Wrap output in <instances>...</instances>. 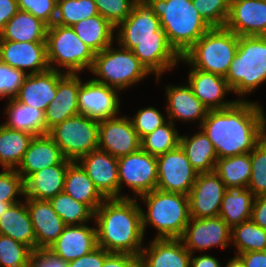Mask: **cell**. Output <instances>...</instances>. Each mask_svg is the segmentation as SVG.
Instances as JSON below:
<instances>
[{"label":"cell","instance_id":"cell-35","mask_svg":"<svg viewBox=\"0 0 266 267\" xmlns=\"http://www.w3.org/2000/svg\"><path fill=\"white\" fill-rule=\"evenodd\" d=\"M33 135L0 125V165L2 169H17Z\"/></svg>","mask_w":266,"mask_h":267},{"label":"cell","instance_id":"cell-2","mask_svg":"<svg viewBox=\"0 0 266 267\" xmlns=\"http://www.w3.org/2000/svg\"><path fill=\"white\" fill-rule=\"evenodd\" d=\"M115 42L131 50L145 68L156 75L176 67L181 57L169 44L159 18L146 0H136L127 18L115 29Z\"/></svg>","mask_w":266,"mask_h":267},{"label":"cell","instance_id":"cell-46","mask_svg":"<svg viewBox=\"0 0 266 267\" xmlns=\"http://www.w3.org/2000/svg\"><path fill=\"white\" fill-rule=\"evenodd\" d=\"M27 75L0 60V99H14Z\"/></svg>","mask_w":266,"mask_h":267},{"label":"cell","instance_id":"cell-6","mask_svg":"<svg viewBox=\"0 0 266 267\" xmlns=\"http://www.w3.org/2000/svg\"><path fill=\"white\" fill-rule=\"evenodd\" d=\"M225 79L234 95L245 100L266 81V36H238V47ZM244 97V98H243Z\"/></svg>","mask_w":266,"mask_h":267},{"label":"cell","instance_id":"cell-50","mask_svg":"<svg viewBox=\"0 0 266 267\" xmlns=\"http://www.w3.org/2000/svg\"><path fill=\"white\" fill-rule=\"evenodd\" d=\"M29 267H67V262L49 249L32 251Z\"/></svg>","mask_w":266,"mask_h":267},{"label":"cell","instance_id":"cell-51","mask_svg":"<svg viewBox=\"0 0 266 267\" xmlns=\"http://www.w3.org/2000/svg\"><path fill=\"white\" fill-rule=\"evenodd\" d=\"M109 254L108 251L97 246L88 254L67 262V267H101Z\"/></svg>","mask_w":266,"mask_h":267},{"label":"cell","instance_id":"cell-30","mask_svg":"<svg viewBox=\"0 0 266 267\" xmlns=\"http://www.w3.org/2000/svg\"><path fill=\"white\" fill-rule=\"evenodd\" d=\"M64 192L93 212L106 200L78 162H72L67 168Z\"/></svg>","mask_w":266,"mask_h":267},{"label":"cell","instance_id":"cell-56","mask_svg":"<svg viewBox=\"0 0 266 267\" xmlns=\"http://www.w3.org/2000/svg\"><path fill=\"white\" fill-rule=\"evenodd\" d=\"M221 263L217 258L208 254H200L195 256L191 254L190 267H221Z\"/></svg>","mask_w":266,"mask_h":267},{"label":"cell","instance_id":"cell-23","mask_svg":"<svg viewBox=\"0 0 266 267\" xmlns=\"http://www.w3.org/2000/svg\"><path fill=\"white\" fill-rule=\"evenodd\" d=\"M48 135L34 136L16 171L25 181L31 174L52 165L71 164Z\"/></svg>","mask_w":266,"mask_h":267},{"label":"cell","instance_id":"cell-8","mask_svg":"<svg viewBox=\"0 0 266 267\" xmlns=\"http://www.w3.org/2000/svg\"><path fill=\"white\" fill-rule=\"evenodd\" d=\"M46 51L50 69L69 74H79L86 69L90 72L95 58V53L76 35L72 27L58 24L48 26Z\"/></svg>","mask_w":266,"mask_h":267},{"label":"cell","instance_id":"cell-38","mask_svg":"<svg viewBox=\"0 0 266 267\" xmlns=\"http://www.w3.org/2000/svg\"><path fill=\"white\" fill-rule=\"evenodd\" d=\"M231 243L236 249L235 255L249 251H264L266 230L251 219L244 221L231 228Z\"/></svg>","mask_w":266,"mask_h":267},{"label":"cell","instance_id":"cell-29","mask_svg":"<svg viewBox=\"0 0 266 267\" xmlns=\"http://www.w3.org/2000/svg\"><path fill=\"white\" fill-rule=\"evenodd\" d=\"M23 201V202H22ZM11 204L0 217V234L36 250V238L25 200Z\"/></svg>","mask_w":266,"mask_h":267},{"label":"cell","instance_id":"cell-16","mask_svg":"<svg viewBox=\"0 0 266 267\" xmlns=\"http://www.w3.org/2000/svg\"><path fill=\"white\" fill-rule=\"evenodd\" d=\"M227 187L213 172L199 173L188 195L191 218L216 217Z\"/></svg>","mask_w":266,"mask_h":267},{"label":"cell","instance_id":"cell-24","mask_svg":"<svg viewBox=\"0 0 266 267\" xmlns=\"http://www.w3.org/2000/svg\"><path fill=\"white\" fill-rule=\"evenodd\" d=\"M65 74V72L53 69L28 74L14 99L45 112L56 96L58 81Z\"/></svg>","mask_w":266,"mask_h":267},{"label":"cell","instance_id":"cell-12","mask_svg":"<svg viewBox=\"0 0 266 267\" xmlns=\"http://www.w3.org/2000/svg\"><path fill=\"white\" fill-rule=\"evenodd\" d=\"M157 168L156 189L189 195L198 174L180 145L157 156Z\"/></svg>","mask_w":266,"mask_h":267},{"label":"cell","instance_id":"cell-20","mask_svg":"<svg viewBox=\"0 0 266 267\" xmlns=\"http://www.w3.org/2000/svg\"><path fill=\"white\" fill-rule=\"evenodd\" d=\"M188 73V85L193 94L209 109H226L234 105L236 100H223L226 93L232 92L225 77L207 73L191 66Z\"/></svg>","mask_w":266,"mask_h":267},{"label":"cell","instance_id":"cell-14","mask_svg":"<svg viewBox=\"0 0 266 267\" xmlns=\"http://www.w3.org/2000/svg\"><path fill=\"white\" fill-rule=\"evenodd\" d=\"M118 89L104 85L93 78L82 82L78 91L79 114L95 120L117 117L120 112Z\"/></svg>","mask_w":266,"mask_h":267},{"label":"cell","instance_id":"cell-49","mask_svg":"<svg viewBox=\"0 0 266 267\" xmlns=\"http://www.w3.org/2000/svg\"><path fill=\"white\" fill-rule=\"evenodd\" d=\"M58 0H17L19 10L31 13L48 26L55 23Z\"/></svg>","mask_w":266,"mask_h":267},{"label":"cell","instance_id":"cell-1","mask_svg":"<svg viewBox=\"0 0 266 267\" xmlns=\"http://www.w3.org/2000/svg\"><path fill=\"white\" fill-rule=\"evenodd\" d=\"M218 159L251 152L265 136L266 115L258 102L238 100L226 109L209 110L199 129Z\"/></svg>","mask_w":266,"mask_h":267},{"label":"cell","instance_id":"cell-26","mask_svg":"<svg viewBox=\"0 0 266 267\" xmlns=\"http://www.w3.org/2000/svg\"><path fill=\"white\" fill-rule=\"evenodd\" d=\"M79 87L80 77L78 74L66 73L58 81L56 96L44 112L48 130L64 120L79 114Z\"/></svg>","mask_w":266,"mask_h":267},{"label":"cell","instance_id":"cell-17","mask_svg":"<svg viewBox=\"0 0 266 267\" xmlns=\"http://www.w3.org/2000/svg\"><path fill=\"white\" fill-rule=\"evenodd\" d=\"M0 60L29 75L42 73L50 69L47 60L46 42L0 40Z\"/></svg>","mask_w":266,"mask_h":267},{"label":"cell","instance_id":"cell-42","mask_svg":"<svg viewBox=\"0 0 266 267\" xmlns=\"http://www.w3.org/2000/svg\"><path fill=\"white\" fill-rule=\"evenodd\" d=\"M251 176L247 188L253 195H266V137L250 152Z\"/></svg>","mask_w":266,"mask_h":267},{"label":"cell","instance_id":"cell-9","mask_svg":"<svg viewBox=\"0 0 266 267\" xmlns=\"http://www.w3.org/2000/svg\"><path fill=\"white\" fill-rule=\"evenodd\" d=\"M112 45L95 54L90 70L98 77L93 78L95 81L118 89L120 92L151 74L131 50L120 45H117L118 48H113Z\"/></svg>","mask_w":266,"mask_h":267},{"label":"cell","instance_id":"cell-18","mask_svg":"<svg viewBox=\"0 0 266 267\" xmlns=\"http://www.w3.org/2000/svg\"><path fill=\"white\" fill-rule=\"evenodd\" d=\"M77 162L106 199L119 198L118 158L97 149Z\"/></svg>","mask_w":266,"mask_h":267},{"label":"cell","instance_id":"cell-52","mask_svg":"<svg viewBox=\"0 0 266 267\" xmlns=\"http://www.w3.org/2000/svg\"><path fill=\"white\" fill-rule=\"evenodd\" d=\"M101 267H139V257L127 253H110Z\"/></svg>","mask_w":266,"mask_h":267},{"label":"cell","instance_id":"cell-34","mask_svg":"<svg viewBox=\"0 0 266 267\" xmlns=\"http://www.w3.org/2000/svg\"><path fill=\"white\" fill-rule=\"evenodd\" d=\"M71 27L95 54L115 44L116 28L100 14L81 20Z\"/></svg>","mask_w":266,"mask_h":267},{"label":"cell","instance_id":"cell-21","mask_svg":"<svg viewBox=\"0 0 266 267\" xmlns=\"http://www.w3.org/2000/svg\"><path fill=\"white\" fill-rule=\"evenodd\" d=\"M191 253L180 238H154L143 247L139 267H190Z\"/></svg>","mask_w":266,"mask_h":267},{"label":"cell","instance_id":"cell-44","mask_svg":"<svg viewBox=\"0 0 266 267\" xmlns=\"http://www.w3.org/2000/svg\"><path fill=\"white\" fill-rule=\"evenodd\" d=\"M192 3L210 27H225L230 0H192Z\"/></svg>","mask_w":266,"mask_h":267},{"label":"cell","instance_id":"cell-48","mask_svg":"<svg viewBox=\"0 0 266 267\" xmlns=\"http://www.w3.org/2000/svg\"><path fill=\"white\" fill-rule=\"evenodd\" d=\"M3 170L4 171L0 172V201L20 202L21 199L19 196H25L24 180L16 169Z\"/></svg>","mask_w":266,"mask_h":267},{"label":"cell","instance_id":"cell-43","mask_svg":"<svg viewBox=\"0 0 266 267\" xmlns=\"http://www.w3.org/2000/svg\"><path fill=\"white\" fill-rule=\"evenodd\" d=\"M31 254L28 246L0 234V267H29Z\"/></svg>","mask_w":266,"mask_h":267},{"label":"cell","instance_id":"cell-25","mask_svg":"<svg viewBox=\"0 0 266 267\" xmlns=\"http://www.w3.org/2000/svg\"><path fill=\"white\" fill-rule=\"evenodd\" d=\"M96 247V227H90L85 223L66 225L63 232L48 249L64 261L69 262L88 254Z\"/></svg>","mask_w":266,"mask_h":267},{"label":"cell","instance_id":"cell-33","mask_svg":"<svg viewBox=\"0 0 266 267\" xmlns=\"http://www.w3.org/2000/svg\"><path fill=\"white\" fill-rule=\"evenodd\" d=\"M180 146L197 174L215 170L217 154L213 144L201 129L191 137L181 135Z\"/></svg>","mask_w":266,"mask_h":267},{"label":"cell","instance_id":"cell-31","mask_svg":"<svg viewBox=\"0 0 266 267\" xmlns=\"http://www.w3.org/2000/svg\"><path fill=\"white\" fill-rule=\"evenodd\" d=\"M4 113L8 117L2 123L8 128L25 131L33 136H41L49 133L46 127L44 111L30 105L8 99Z\"/></svg>","mask_w":266,"mask_h":267},{"label":"cell","instance_id":"cell-45","mask_svg":"<svg viewBox=\"0 0 266 267\" xmlns=\"http://www.w3.org/2000/svg\"><path fill=\"white\" fill-rule=\"evenodd\" d=\"M98 13L115 28L131 13L136 0H93Z\"/></svg>","mask_w":266,"mask_h":267},{"label":"cell","instance_id":"cell-53","mask_svg":"<svg viewBox=\"0 0 266 267\" xmlns=\"http://www.w3.org/2000/svg\"><path fill=\"white\" fill-rule=\"evenodd\" d=\"M250 219L266 230V195L254 198Z\"/></svg>","mask_w":266,"mask_h":267},{"label":"cell","instance_id":"cell-36","mask_svg":"<svg viewBox=\"0 0 266 267\" xmlns=\"http://www.w3.org/2000/svg\"><path fill=\"white\" fill-rule=\"evenodd\" d=\"M254 198L255 196L248 188L227 189L218 216L230 228L250 220Z\"/></svg>","mask_w":266,"mask_h":267},{"label":"cell","instance_id":"cell-28","mask_svg":"<svg viewBox=\"0 0 266 267\" xmlns=\"http://www.w3.org/2000/svg\"><path fill=\"white\" fill-rule=\"evenodd\" d=\"M69 165H52L31 174L24 181V197L50 200L60 192H63L66 171Z\"/></svg>","mask_w":266,"mask_h":267},{"label":"cell","instance_id":"cell-32","mask_svg":"<svg viewBox=\"0 0 266 267\" xmlns=\"http://www.w3.org/2000/svg\"><path fill=\"white\" fill-rule=\"evenodd\" d=\"M48 25L31 13L19 10L6 24L0 40L46 42Z\"/></svg>","mask_w":266,"mask_h":267},{"label":"cell","instance_id":"cell-41","mask_svg":"<svg viewBox=\"0 0 266 267\" xmlns=\"http://www.w3.org/2000/svg\"><path fill=\"white\" fill-rule=\"evenodd\" d=\"M96 15L99 13L93 0H58L54 24L71 27Z\"/></svg>","mask_w":266,"mask_h":267},{"label":"cell","instance_id":"cell-40","mask_svg":"<svg viewBox=\"0 0 266 267\" xmlns=\"http://www.w3.org/2000/svg\"><path fill=\"white\" fill-rule=\"evenodd\" d=\"M179 145L180 134L175 123L170 120L141 139V149L156 157L177 148Z\"/></svg>","mask_w":266,"mask_h":267},{"label":"cell","instance_id":"cell-55","mask_svg":"<svg viewBox=\"0 0 266 267\" xmlns=\"http://www.w3.org/2000/svg\"><path fill=\"white\" fill-rule=\"evenodd\" d=\"M245 267H266V250L249 251L237 255Z\"/></svg>","mask_w":266,"mask_h":267},{"label":"cell","instance_id":"cell-10","mask_svg":"<svg viewBox=\"0 0 266 267\" xmlns=\"http://www.w3.org/2000/svg\"><path fill=\"white\" fill-rule=\"evenodd\" d=\"M48 135L66 159L77 162L82 156L98 149L99 121L78 114L55 125Z\"/></svg>","mask_w":266,"mask_h":267},{"label":"cell","instance_id":"cell-22","mask_svg":"<svg viewBox=\"0 0 266 267\" xmlns=\"http://www.w3.org/2000/svg\"><path fill=\"white\" fill-rule=\"evenodd\" d=\"M24 198L34 228L36 250L48 249L57 240L66 225L53 210L49 200Z\"/></svg>","mask_w":266,"mask_h":267},{"label":"cell","instance_id":"cell-13","mask_svg":"<svg viewBox=\"0 0 266 267\" xmlns=\"http://www.w3.org/2000/svg\"><path fill=\"white\" fill-rule=\"evenodd\" d=\"M180 239L191 254L215 246L226 249L231 242V228L220 216L190 218Z\"/></svg>","mask_w":266,"mask_h":267},{"label":"cell","instance_id":"cell-11","mask_svg":"<svg viewBox=\"0 0 266 267\" xmlns=\"http://www.w3.org/2000/svg\"><path fill=\"white\" fill-rule=\"evenodd\" d=\"M157 178V157L141 148L118 158L119 198H130L128 194H121L123 184L133 191V198H139L142 194L156 189Z\"/></svg>","mask_w":266,"mask_h":267},{"label":"cell","instance_id":"cell-47","mask_svg":"<svg viewBox=\"0 0 266 267\" xmlns=\"http://www.w3.org/2000/svg\"><path fill=\"white\" fill-rule=\"evenodd\" d=\"M130 119L140 140L167 121L163 114L153 106L139 109Z\"/></svg>","mask_w":266,"mask_h":267},{"label":"cell","instance_id":"cell-58","mask_svg":"<svg viewBox=\"0 0 266 267\" xmlns=\"http://www.w3.org/2000/svg\"><path fill=\"white\" fill-rule=\"evenodd\" d=\"M14 203H17V202H2V201H0V217H1V215L4 214V212H6V210L9 208V206L11 204H14Z\"/></svg>","mask_w":266,"mask_h":267},{"label":"cell","instance_id":"cell-15","mask_svg":"<svg viewBox=\"0 0 266 267\" xmlns=\"http://www.w3.org/2000/svg\"><path fill=\"white\" fill-rule=\"evenodd\" d=\"M140 148L141 140L127 115L99 121L98 149L119 158Z\"/></svg>","mask_w":266,"mask_h":267},{"label":"cell","instance_id":"cell-57","mask_svg":"<svg viewBox=\"0 0 266 267\" xmlns=\"http://www.w3.org/2000/svg\"><path fill=\"white\" fill-rule=\"evenodd\" d=\"M225 267H245V266L243 261L237 255H235L226 263Z\"/></svg>","mask_w":266,"mask_h":267},{"label":"cell","instance_id":"cell-5","mask_svg":"<svg viewBox=\"0 0 266 267\" xmlns=\"http://www.w3.org/2000/svg\"><path fill=\"white\" fill-rule=\"evenodd\" d=\"M147 206L142 212L144 235L148 225L156 228L154 238H181L190 221L188 195L154 189L139 196Z\"/></svg>","mask_w":266,"mask_h":267},{"label":"cell","instance_id":"cell-19","mask_svg":"<svg viewBox=\"0 0 266 267\" xmlns=\"http://www.w3.org/2000/svg\"><path fill=\"white\" fill-rule=\"evenodd\" d=\"M225 27L238 36H266V0H230Z\"/></svg>","mask_w":266,"mask_h":267},{"label":"cell","instance_id":"cell-4","mask_svg":"<svg viewBox=\"0 0 266 267\" xmlns=\"http://www.w3.org/2000/svg\"><path fill=\"white\" fill-rule=\"evenodd\" d=\"M160 20L167 40L182 57L211 27L192 0H146Z\"/></svg>","mask_w":266,"mask_h":267},{"label":"cell","instance_id":"cell-37","mask_svg":"<svg viewBox=\"0 0 266 267\" xmlns=\"http://www.w3.org/2000/svg\"><path fill=\"white\" fill-rule=\"evenodd\" d=\"M250 152L216 161L215 173L228 189L247 188L251 176Z\"/></svg>","mask_w":266,"mask_h":267},{"label":"cell","instance_id":"cell-7","mask_svg":"<svg viewBox=\"0 0 266 267\" xmlns=\"http://www.w3.org/2000/svg\"><path fill=\"white\" fill-rule=\"evenodd\" d=\"M238 47V35L226 27H211L180 61L203 72L225 77Z\"/></svg>","mask_w":266,"mask_h":267},{"label":"cell","instance_id":"cell-54","mask_svg":"<svg viewBox=\"0 0 266 267\" xmlns=\"http://www.w3.org/2000/svg\"><path fill=\"white\" fill-rule=\"evenodd\" d=\"M19 11L17 0H0V34L5 24Z\"/></svg>","mask_w":266,"mask_h":267},{"label":"cell","instance_id":"cell-3","mask_svg":"<svg viewBox=\"0 0 266 267\" xmlns=\"http://www.w3.org/2000/svg\"><path fill=\"white\" fill-rule=\"evenodd\" d=\"M138 198L106 199L94 212L97 246L137 257L143 249L142 207Z\"/></svg>","mask_w":266,"mask_h":267},{"label":"cell","instance_id":"cell-27","mask_svg":"<svg viewBox=\"0 0 266 267\" xmlns=\"http://www.w3.org/2000/svg\"><path fill=\"white\" fill-rule=\"evenodd\" d=\"M167 103L165 106L168 120L187 122L199 121L202 124L209 109L193 94L188 83L186 85L166 86Z\"/></svg>","mask_w":266,"mask_h":267},{"label":"cell","instance_id":"cell-39","mask_svg":"<svg viewBox=\"0 0 266 267\" xmlns=\"http://www.w3.org/2000/svg\"><path fill=\"white\" fill-rule=\"evenodd\" d=\"M49 201L65 225H82L94 218V212L86 204L74 200L64 191Z\"/></svg>","mask_w":266,"mask_h":267}]
</instances>
